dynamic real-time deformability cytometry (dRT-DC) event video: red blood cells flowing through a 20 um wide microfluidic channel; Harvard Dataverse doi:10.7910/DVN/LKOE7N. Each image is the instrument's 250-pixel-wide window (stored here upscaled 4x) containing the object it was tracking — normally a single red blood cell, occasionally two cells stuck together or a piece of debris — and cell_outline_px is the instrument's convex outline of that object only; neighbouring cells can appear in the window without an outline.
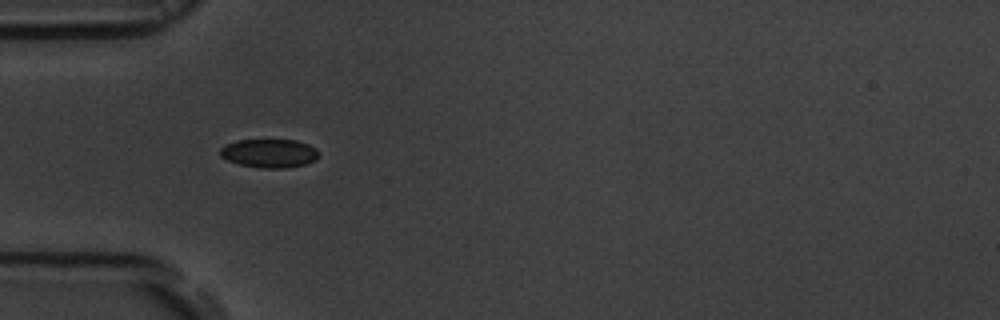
{"species": "common noctule bat (a hibernating species)", "species_latin": "Nyctalus noctula", "temperature_condition": "room temperature", "stored_images_in_passage": 1, "camera_frame_rate_fps": 3000, "um_per_image_px": 0.085, "animal": {"sex": "male", "body_mass_g": 19.5, "forearm_length_mm": 54.6}, "frame": {"image": 1, "passage_image": 1, "time_ms": 0.0, "image_size_px": [1000, 320], "cell_outline_px": [[320, 156], [316, 160], [304, 164], [284, 168], [260, 168], [240, 164], [228, 160], [220, 156], [220, 148], [224, 144], [236, 140], [296, 140], [308, 144], [316, 148], [320, 152]], "centroid_in_image_um": [22.9, 13.02], "position_along_channel_um": 62.1, "area_um2": 16.59}}